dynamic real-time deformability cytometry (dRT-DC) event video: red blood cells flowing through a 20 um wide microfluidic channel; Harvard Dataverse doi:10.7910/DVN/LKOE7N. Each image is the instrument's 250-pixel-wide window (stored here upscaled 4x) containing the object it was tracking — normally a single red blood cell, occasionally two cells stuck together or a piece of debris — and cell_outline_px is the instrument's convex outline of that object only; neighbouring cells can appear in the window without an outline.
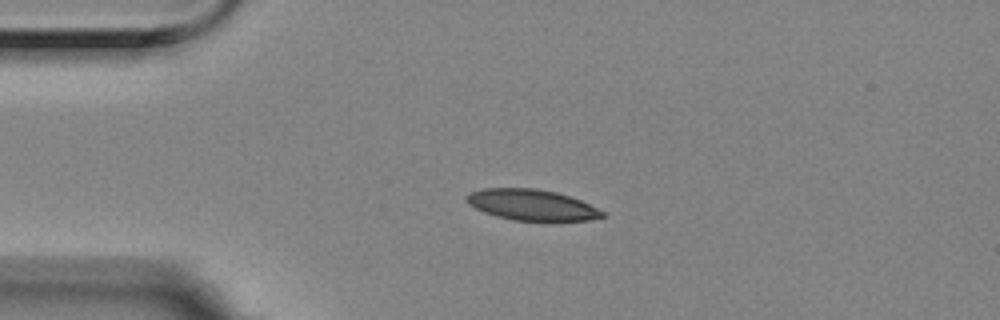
{"species": "Egyptian fruit bat (a non-hibernating species)", "species_latin": "Rousettus aegyptiacus", "temperature_condition": "room temperature", "stored_images_in_passage": 2, "camera_frame_rate_fps": 3000, "um_per_image_px": 0.085, "animal": {"sex": "female"}, "frame": {"image": 1, "passage_image": 1, "time_ms": 0.0, "image_size_px": [1000, 320], "cell_outline_px": [[604, 216], [588, 220], [548, 224], [512, 220], [496, 216], [484, 212], [468, 204], [468, 196], [472, 192], [484, 188], [536, 188], [556, 192], [580, 200], [604, 212]], "centroid_in_image_um": [45.25, 17.47], "position_along_channel_um": 39.7, "area_um2": 25.03}}